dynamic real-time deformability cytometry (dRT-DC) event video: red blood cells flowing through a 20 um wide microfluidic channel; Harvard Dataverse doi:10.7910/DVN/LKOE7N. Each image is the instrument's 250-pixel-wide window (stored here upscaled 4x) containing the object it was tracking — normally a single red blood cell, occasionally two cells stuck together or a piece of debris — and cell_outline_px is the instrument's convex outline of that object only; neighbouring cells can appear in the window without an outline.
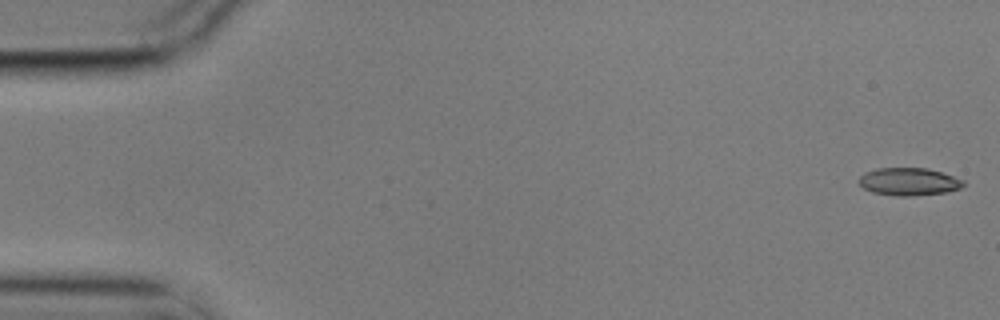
{"species": "common noctule bat (a hibernating species)", "species_latin": "Nyctalus noctula", "temperature_condition": "cold", "stored_images_in_passage": 56, "camera_frame_rate_fps": 3000, "um_per_image_px": 0.085, "animal": {"sex": "male", "body_mass_g": 17.9}, "frame": {"image": 1, "passage_image": 1, "time_ms": 0.0, "image_size_px": [1000, 320], "cell_outline_px": [[964, 184], [960, 188], [944, 192], [912, 196], [896, 196], [872, 192], [864, 188], [860, 184], [860, 176], [864, 172], [876, 168], [928, 168], [964, 180]], "centroid_in_image_um": [77.23, 15.43], "position_along_channel_um": 7.8, "area_um2": 16.7}}
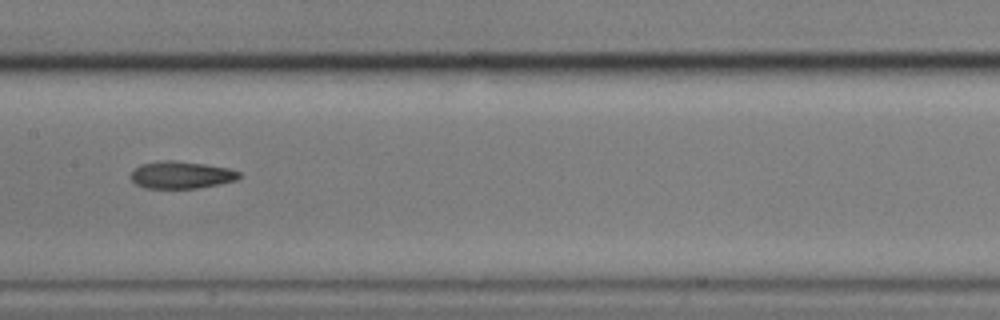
{"frame": {"image": 2, "passage_image": 28, "time_ms": 9.0, "image_size_px": [1000, 320], "cell_outline_px": [[240, 176], [236, 180], [196, 188], [144, 188], [136, 184], [132, 180], [132, 172], [140, 164], [164, 160], [172, 160], [204, 164], [228, 168], [240, 172]], "centroid_in_image_um": [15.39, 14.86], "position_along_channel_um": 192.0, "area_um2": 16.94}}
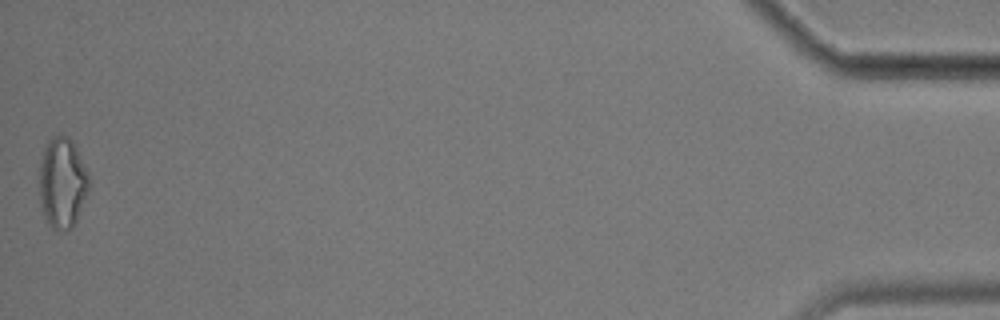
{"frame": {"image": 3, "passage_image": 56, "time_ms": 18.333, "image_size_px": [1000, 320], "cell_outline_px": [[88, 192], [76, 220], [72, 228], [56, 232], [48, 224], [44, 216], [40, 204], [40, 160], [44, 148], [48, 140], [52, 136], [60, 132], [68, 136], [72, 140], [88, 172]], "centroid_in_image_um": [5.28, 15.52], "position_along_channel_um": 429.9, "area_um2": 26.41}, "authors_computed_cell_mechanics": {"area_um2": 17.7735, "velocity_mm_per_s": 3.551, "shape_relaxation_time_tau1_ms": null, "shape_relaxation_time_tau2_ms": 8.7867, "deformation_change_tau1": null, "deformation_change_tau2": 0.2029}}